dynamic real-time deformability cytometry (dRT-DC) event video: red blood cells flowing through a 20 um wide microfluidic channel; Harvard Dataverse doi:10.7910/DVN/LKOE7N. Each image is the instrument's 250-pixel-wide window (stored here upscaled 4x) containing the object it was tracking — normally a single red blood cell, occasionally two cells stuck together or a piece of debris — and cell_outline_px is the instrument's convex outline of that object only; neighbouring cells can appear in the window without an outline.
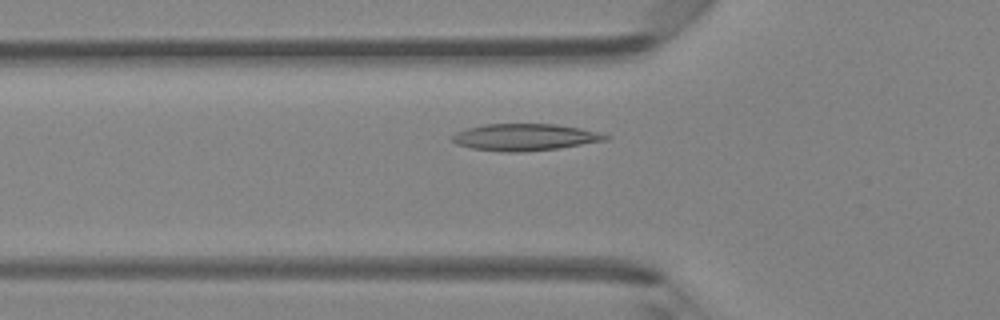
{"species": "Egyptian fruit bat (a non-hibernating species)", "species_latin": "Rousettus aegyptiacus", "temperature_condition": "room temperature", "stored_images_in_passage": 45, "camera_frame_rate_fps": 3000, "um_per_image_px": 0.085, "animal": {"sex": "female"}, "frame": {"image": 1, "passage_image": 14, "time_ms": 4.333, "image_size_px": [1000, 320], "cell_outline_px": [[612, 136], [608, 140], [556, 148], [520, 152], [504, 152], [472, 148], [456, 144], [452, 140], [452, 136], [456, 132], [468, 128], [484, 124], [556, 124], [580, 128]], "centroid_in_image_um": [44.6, 11.65], "position_along_channel_um": 81.2, "area_um2": 23.76}}
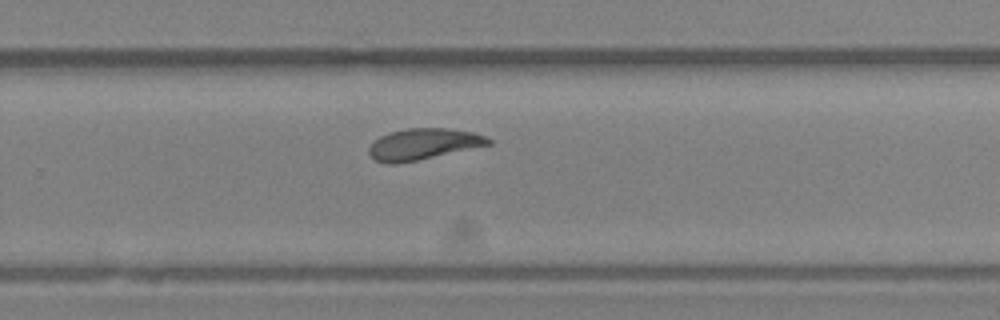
{"frame": {"image": 2, "passage_image": 29, "time_ms": 9.333, "image_size_px": [1000, 320], "cell_outline_px": [[492, 144], [416, 160], [396, 164], [388, 164], [376, 160], [368, 152], [368, 148], [380, 136], [388, 132], [408, 128], [444, 128], [476, 132], [492, 140]], "centroid_in_image_um": [35.98, 12.24], "position_along_channel_um": 293.8, "area_um2": 21.5}}
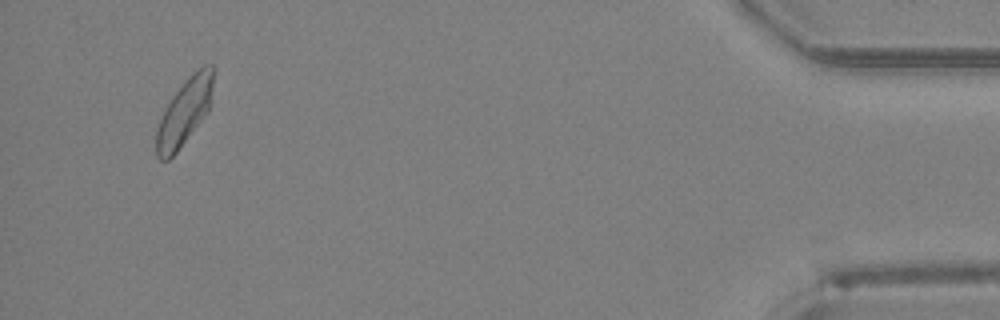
{"frame": {"image": 3, "passage_image": 43, "time_ms": 14.0, "image_size_px": [1000, 320], "cell_outline_px": [[216, 72], [208, 112], [176, 152], [168, 160], [160, 160], [156, 156], [156, 132], [160, 120], [172, 96], [188, 76], [192, 72], [204, 64], [212, 64], [216, 68]], "centroid_in_image_um": [15.73, 9.45], "position_along_channel_um": 419.5, "area_um2": 22.08}, "authors_computed_cell_mechanics": {"area_um2": 22.3108, "velocity_mm_per_s": 4.2582, "shape_relaxation_time_tau1_ms": 4.681, "shape_relaxation_time_tau2_ms": 2.376, "deformation_change_tau1": 0.1319, "deformation_change_tau2": 0.0756}}